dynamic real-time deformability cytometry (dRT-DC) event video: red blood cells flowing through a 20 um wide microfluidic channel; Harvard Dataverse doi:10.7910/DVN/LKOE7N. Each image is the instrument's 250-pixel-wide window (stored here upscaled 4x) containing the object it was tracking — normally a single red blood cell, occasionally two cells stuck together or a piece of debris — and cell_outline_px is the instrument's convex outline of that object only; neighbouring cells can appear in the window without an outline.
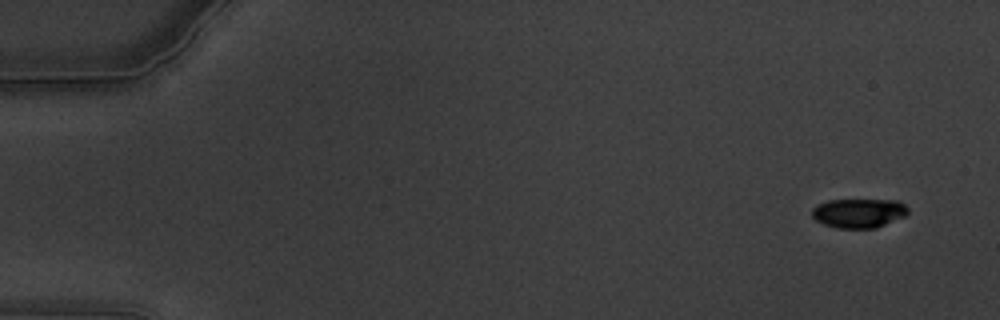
{"species": "common noctule bat (a hibernating species)", "species_latin": "Nyctalus noctula", "temperature_condition": "warm", "stored_images_in_passage": 61, "camera_frame_rate_fps": 3000, "um_per_image_px": 0.085, "animal": {"sex": "male", "body_mass_g": 19.5, "forearm_length_mm": 54.6}, "frame": {"image": 1, "passage_image": 4, "time_ms": 1.0, "image_size_px": [1000, 320], "cell_outline_px": [[908, 212], [904, 216], [876, 228], [836, 228], [824, 224], [816, 220], [812, 216], [812, 208], [828, 200], [900, 200], [908, 208]], "centroid_in_image_um": [73.0, 18.11], "position_along_channel_um": 12.0, "area_um2": 16.3}}
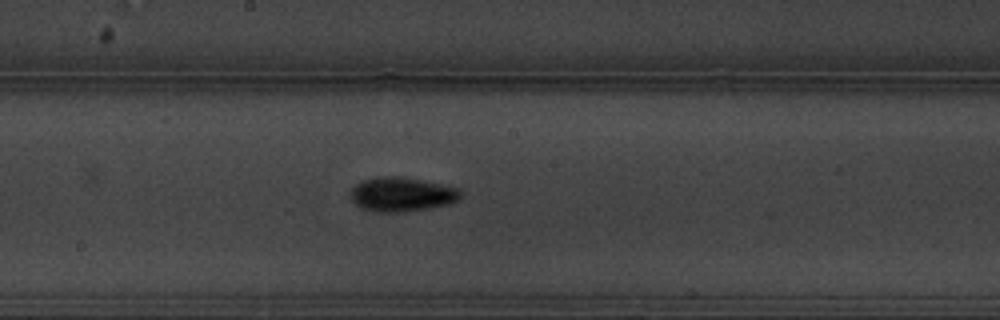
{"frame": {"image": 2, "passage_image": 34, "time_ms": 11.0, "image_size_px": [1000, 320], "cell_outline_px": [[460, 200], [448, 204], [428, 208], [404, 212], [376, 212], [360, 208], [352, 200], [352, 188], [356, 184], [364, 180], [380, 176], [400, 176], [440, 184], [456, 188], [460, 192]], "centroid_in_image_um": [34.13, 16.53], "position_along_channel_um": 214.1, "area_um2": 21.73}}
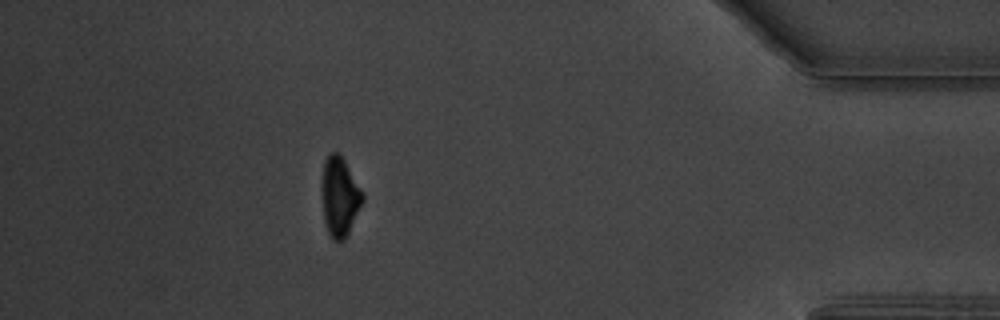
{"frame": {"image": 3, "passage_image": 55, "time_ms": 18.0, "image_size_px": [1000, 320], "cell_outline_px": [[364, 200], [344, 240], [332, 240], [328, 232], [324, 220], [320, 184], [320, 180], [324, 160], [332, 152], [340, 152], [360, 188], [364, 196]], "centroid_in_image_um": [28.83, 16.68], "position_along_channel_um": 406.4, "area_um2": 18.96}, "authors_computed_cell_mechanics": {"area_um2": 19.3052, "velocity_mm_per_s": 3.3788, "shape_relaxation_time_tau1_ms": 3.0393, "shape_relaxation_time_tau2_ms": 10.5332, "deformation_change_tau1": 0.1369, "deformation_change_tau2": 0.1278}}